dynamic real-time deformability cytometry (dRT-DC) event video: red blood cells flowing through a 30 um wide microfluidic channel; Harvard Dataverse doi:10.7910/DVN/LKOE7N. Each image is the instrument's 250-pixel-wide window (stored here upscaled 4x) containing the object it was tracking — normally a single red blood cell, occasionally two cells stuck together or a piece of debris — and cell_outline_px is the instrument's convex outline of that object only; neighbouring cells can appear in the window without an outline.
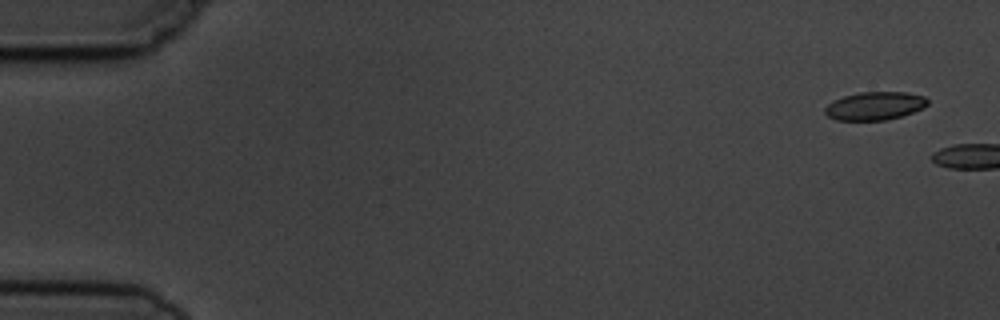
{"species": "common noctule bat (a hibernating species)", "species_latin": "Nyctalus noctula", "temperature_condition": "cold", "stored_images_in_passage": 2, "camera_frame_rate_fps": 3000, "um_per_image_px": 0.085, "animal": {"sex": "male", "body_mass_g": 19.5, "forearm_length_mm": 54.6}, "frame": {"image": 1, "passage_image": 1, "time_ms": 0.0, "image_size_px": [1000, 320], "cell_outline_px": [[928, 104], [924, 108], [900, 116], [884, 120], [836, 120], [828, 116], [824, 112], [824, 108], [832, 100], [844, 96], [860, 92], [908, 92], [924, 96], [928, 100]], "centroid_in_image_um": [74.35, 8.99], "position_along_channel_um": 10.7, "area_um2": 16.88}}